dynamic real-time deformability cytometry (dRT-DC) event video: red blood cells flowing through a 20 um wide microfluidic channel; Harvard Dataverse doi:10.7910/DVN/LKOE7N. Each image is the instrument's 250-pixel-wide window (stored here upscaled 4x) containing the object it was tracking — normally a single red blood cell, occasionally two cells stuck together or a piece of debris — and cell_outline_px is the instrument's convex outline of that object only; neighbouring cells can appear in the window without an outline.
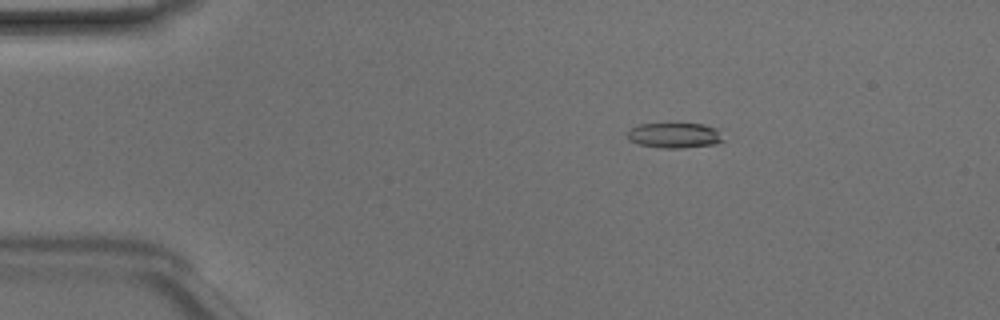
{"species": "Egyptian fruit bat (a non-hibernating species)", "species_latin": "Rousettus aegyptiacus", "temperature_condition": "room temperature", "stored_images_in_passage": 49, "camera_frame_rate_fps": 3000, "um_per_image_px": 0.085, "animal": {"sex": "male"}, "frame": {"image": 1, "passage_image": 9, "time_ms": 2.667, "image_size_px": [1000, 320], "cell_outline_px": [[724, 140], [716, 144], [684, 148], [664, 148], [640, 144], [628, 140], [628, 132], [632, 128], [640, 124], [704, 124], [716, 128]], "centroid_in_image_um": [57.36, 11.51], "position_along_channel_um": 27.6, "area_um2": 13.93}}
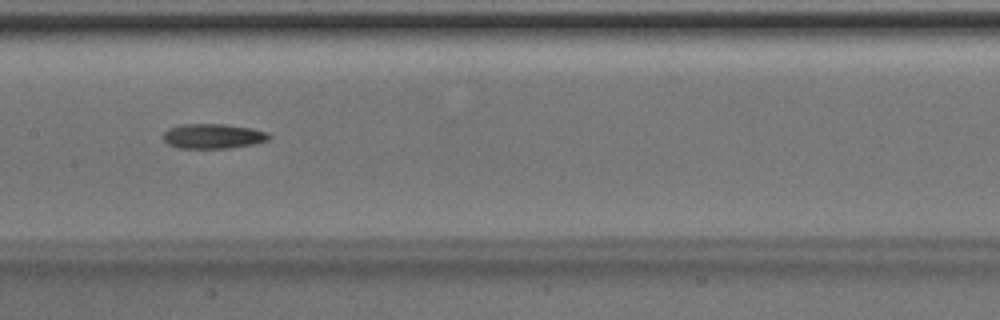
{"frame": {"image": 2, "passage_image": 25, "time_ms": 8.0, "image_size_px": [1000, 320], "cell_outline_px": [[272, 136], [268, 140], [252, 144], [228, 148], [176, 148], [168, 144], [164, 140], [164, 132], [168, 128], [180, 124], [224, 124], [252, 128], [268, 132]], "centroid_in_image_um": [18.1, 11.57], "position_along_channel_um": 189.3, "area_um2": 15.37}}
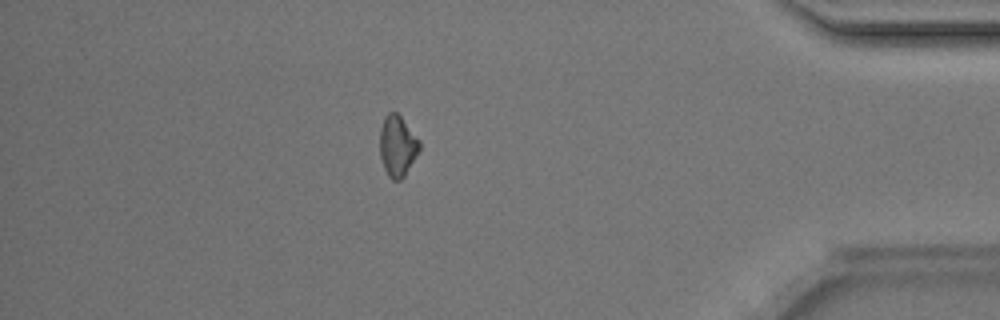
{"frame": {"image": 3, "passage_image": 43, "time_ms": 14.0, "image_size_px": [1000, 320], "cell_outline_px": [[420, 152], [404, 176], [400, 180], [392, 180], [388, 176], [384, 168], [380, 156], [380, 128], [384, 116], [388, 112], [396, 112], [400, 116], [420, 140]], "centroid_in_image_um": [33.79, 12.41], "position_along_channel_um": 401.4, "area_um2": 14.22}, "authors_computed_cell_mechanics": {"area_um2": 14.739, "velocity_mm_per_s": 4.1766, "shape_relaxation_time_tau1_ms": 2.5688, "shape_relaxation_time_tau2_ms": null, "deformation_change_tau1": 0.1246, "deformation_change_tau2": null}}